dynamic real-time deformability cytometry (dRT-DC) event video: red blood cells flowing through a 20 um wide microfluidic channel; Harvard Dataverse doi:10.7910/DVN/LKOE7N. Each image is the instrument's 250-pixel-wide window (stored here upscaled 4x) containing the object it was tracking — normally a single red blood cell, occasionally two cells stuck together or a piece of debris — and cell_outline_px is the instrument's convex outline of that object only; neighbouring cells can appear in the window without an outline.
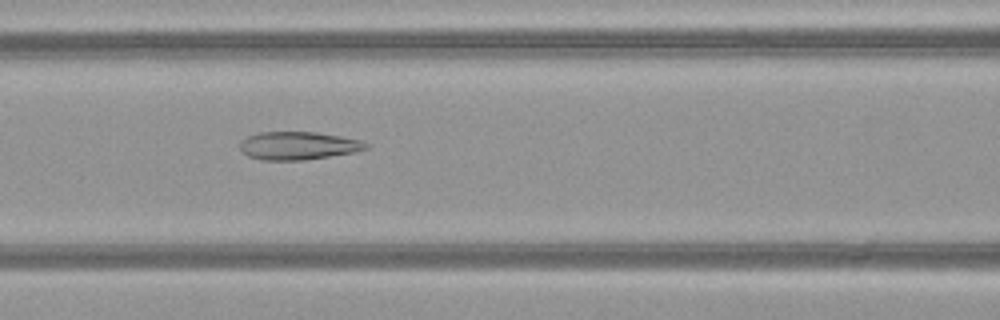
{"species": "common noctule bat (a hibernating species)", "species_latin": "Nyctalus noctula", "temperature_condition": "warm", "stored_images_in_passage": 40, "camera_frame_rate_fps": 3000, "um_per_image_px": 0.085, "animal": {"sex": "female", "body_mass_g": 21.9}, "frame": {"image": 1, "passage_image": 12, "time_ms": 3.667, "image_size_px": [1000, 320], "cell_outline_px": [[368, 148], [356, 152], [304, 160], [260, 160], [248, 156], [240, 148], [240, 140], [248, 136], [260, 132], [316, 132], [340, 136], [360, 140], [368, 144]], "centroid_in_image_um": [25.34, 12.38], "position_along_channel_um": 141.3, "area_um2": 20.58}}
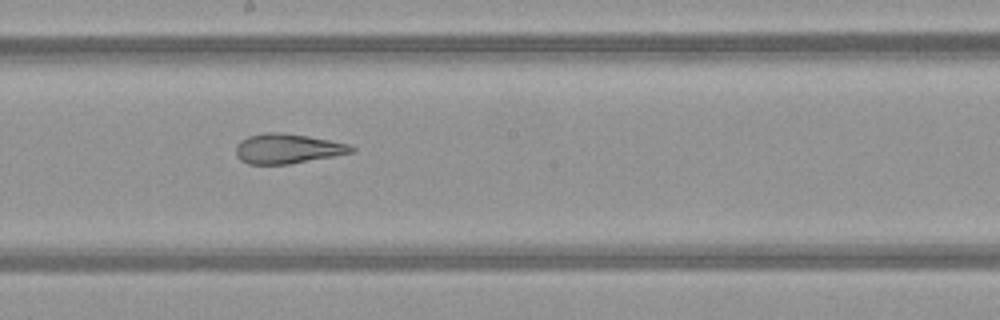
{"frame": {"image": 2, "passage_image": 18, "time_ms": 5.667, "image_size_px": [1000, 320], "cell_outline_px": [[356, 152], [288, 164], [248, 164], [240, 160], [236, 156], [236, 144], [240, 140], [248, 136], [264, 132], [280, 132], [308, 136], [348, 144], [356, 148]], "centroid_in_image_um": [24.41, 12.63], "position_along_channel_um": 223.8, "area_um2": 20.11}}
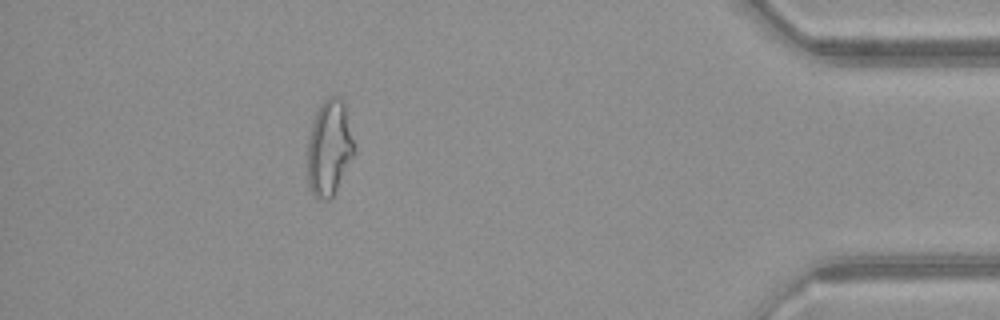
{"frame": {"image": 3, "passage_image": 35, "time_ms": 11.333, "image_size_px": [1000, 320], "cell_outline_px": [[356, 148], [332, 196], [328, 200], [316, 200], [308, 188], [308, 140], [312, 120], [320, 104], [328, 96], [336, 96], [344, 100], [356, 144]], "centroid_in_image_um": [27.98, 12.53], "position_along_channel_um": 407.2, "area_um2": 26.3}, "authors_computed_cell_mechanics": {"area_um2": 23.0622, "velocity_mm_per_s": 4.1248, "shape_relaxation_time_tau1_ms": null, "shape_relaxation_time_tau2_ms": 1.8777, "deformation_change_tau1": null, "deformation_change_tau2": 0.107}}